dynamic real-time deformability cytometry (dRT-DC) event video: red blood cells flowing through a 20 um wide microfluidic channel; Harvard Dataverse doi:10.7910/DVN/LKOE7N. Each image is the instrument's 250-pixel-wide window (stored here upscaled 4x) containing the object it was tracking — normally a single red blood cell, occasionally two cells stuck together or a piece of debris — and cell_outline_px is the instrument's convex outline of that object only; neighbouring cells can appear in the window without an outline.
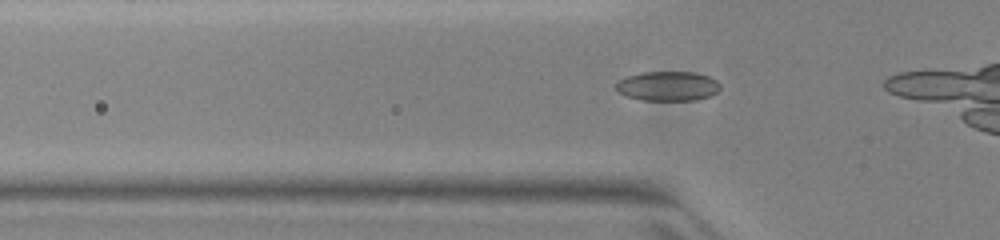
{"species": "common noctule bat (a hibernating species)", "species_latin": "Nyctalus noctula", "temperature_condition": "warm", "stored_images_in_passage": 8, "camera_frame_rate_fps": 3000, "um_per_image_px": 0.085, "animal": {"sex": "female", "body_mass_g": 23.0, "forearm_length_mm": 53.4}, "frame": {"image": 1, "passage_image": 3, "time_ms": 0.667, "image_size_px": [1000, 240], "cell_outline_px": [[720, 88], [716, 92], [708, 96], [692, 100], [640, 100], [616, 92], [616, 84], [620, 80], [628, 76], [640, 72], [692, 72], [708, 76], [716, 80], [720, 84]], "centroid_in_image_um": [56.74, 7.31], "position_along_channel_um": 69.1, "area_um2": 17.8}}
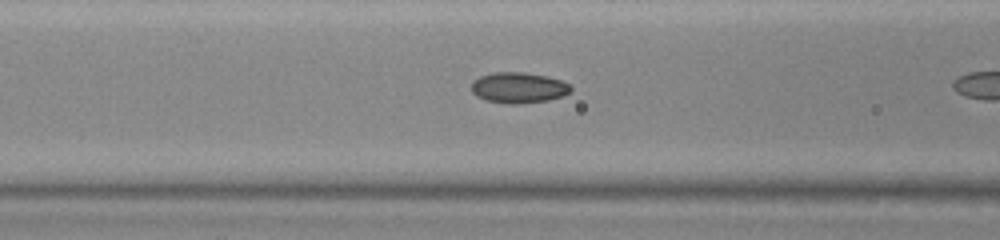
{"frame": {"image": 2, "passage_image": 7, "time_ms": 2.0, "image_size_px": [1000, 240], "cell_outline_px": [[572, 92], [564, 96], [548, 100], [516, 104], [508, 104], [488, 100], [476, 96], [472, 92], [472, 80], [480, 76], [492, 72], [524, 72], [548, 76], [560, 80], [568, 84], [572, 88]], "centroid_in_image_um": [44.09, 7.44], "position_along_channel_um": 122.5, "area_um2": 17.92}}